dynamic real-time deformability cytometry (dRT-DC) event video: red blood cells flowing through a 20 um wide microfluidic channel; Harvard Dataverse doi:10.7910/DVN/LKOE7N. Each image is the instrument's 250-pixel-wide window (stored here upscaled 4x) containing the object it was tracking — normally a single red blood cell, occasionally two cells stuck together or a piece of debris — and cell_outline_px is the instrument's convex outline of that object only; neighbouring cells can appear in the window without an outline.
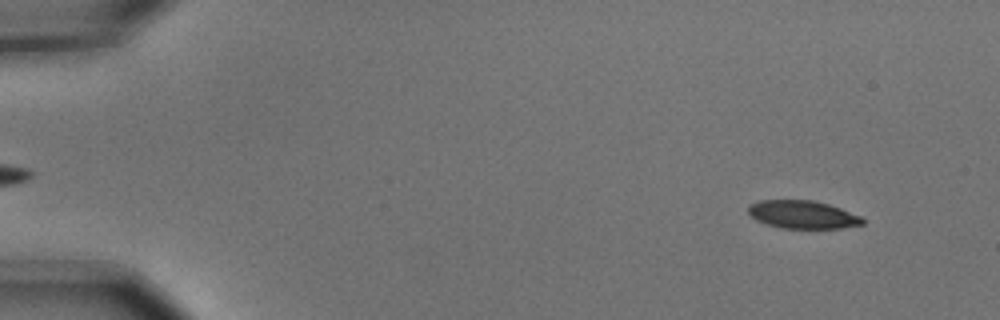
{"species": "common noctule bat (a hibernating species)", "species_latin": "Nyctalus noctula", "temperature_condition": "cold", "stored_images_in_passage": 5, "camera_frame_rate_fps": 3000, "um_per_image_px": 0.085, "animal": {"sex": "male", "body_mass_g": 15.6}, "frame": {"image": 1, "passage_image": 1, "time_ms": 0.0, "image_size_px": [1000, 320], "cell_outline_px": [[864, 224], [840, 228], [784, 228], [768, 224], [756, 220], [748, 212], [748, 204], [760, 200], [812, 200], [828, 204], [840, 208], [860, 216], [864, 220]], "centroid_in_image_um": [68.21, 18.23], "position_along_channel_um": 16.8, "area_um2": 18.5}}
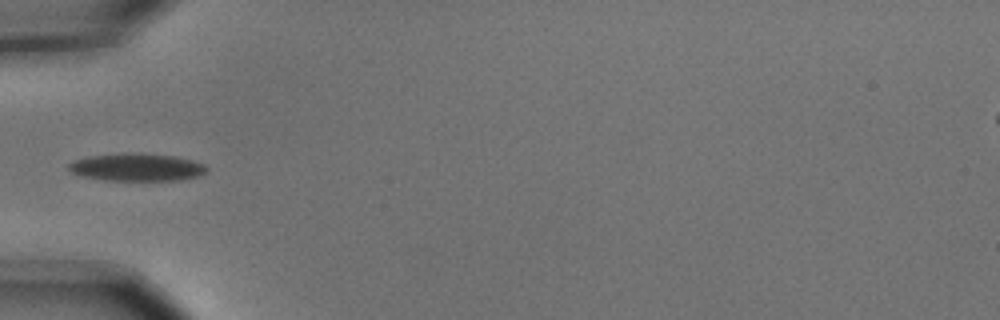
{"frame": {"image": 2, "passage_image": 5, "time_ms": 1.333, "image_size_px": [1000, 320], "cell_outline_px": [[208, 172], [200, 176], [180, 180], [104, 180], [80, 176], [68, 172], [68, 164], [72, 160], [88, 156], [140, 152], [176, 156], [192, 160], [204, 164], [208, 168]], "centroid_in_image_um": [11.62, 14.21], "position_along_channel_um": 73.4, "area_um2": 22.6}}